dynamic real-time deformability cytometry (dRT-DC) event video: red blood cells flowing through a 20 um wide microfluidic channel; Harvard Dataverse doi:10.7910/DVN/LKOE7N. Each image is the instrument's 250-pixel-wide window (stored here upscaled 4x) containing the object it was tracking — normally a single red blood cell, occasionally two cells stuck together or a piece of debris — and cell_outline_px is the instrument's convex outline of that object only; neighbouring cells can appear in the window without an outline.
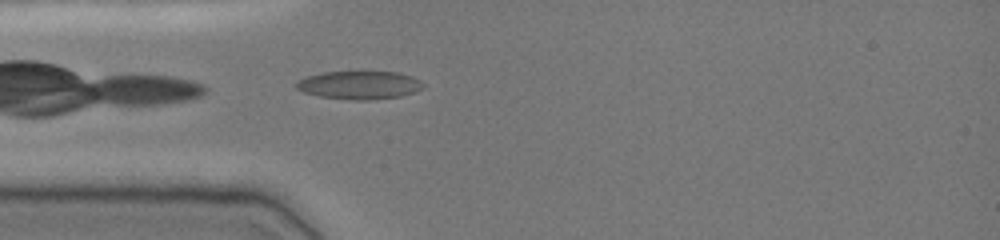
{"species": "common noctule bat (a hibernating species)", "species_latin": "Nyctalus noctula", "temperature_condition": "cold", "stored_images_in_passage": 33, "camera_frame_rate_fps": 3000, "um_per_image_px": 0.085, "animal": {"sex": "female", "body_mass_g": 19.0, "forearm_length_mm": 51.5}, "frame": {"image": 1, "passage_image": 1, "time_ms": 0.0, "image_size_px": [1000, 240], "cell_outline_px": [[424, 88], [400, 96], [376, 100], [352, 100], [320, 96], [304, 92], [296, 88], [296, 80], [308, 76], [324, 72], [396, 72], [412, 76], [420, 80], [424, 84]], "centroid_in_image_um": [30.56, 7.23], "position_along_channel_um": 54.4, "area_um2": 20.81}}
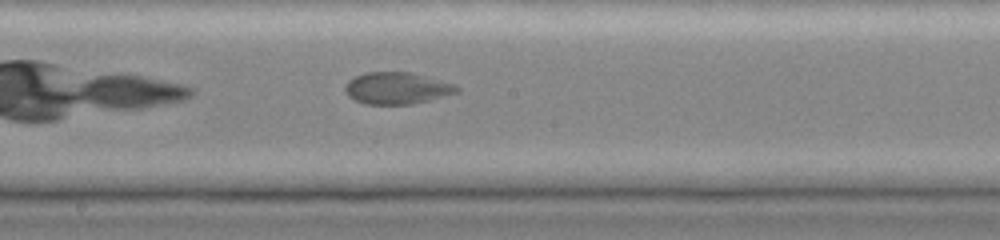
{"frame": {"image": 2, "passage_image": 14, "time_ms": 4.333, "image_size_px": [1000, 240], "cell_outline_px": [[460, 92], [412, 104], [364, 104], [352, 100], [348, 96], [344, 88], [344, 84], [348, 80], [364, 72], [412, 72], [456, 84], [460, 88]], "centroid_in_image_um": [33.72, 7.49], "position_along_channel_um": 214.5, "area_um2": 20.98}}
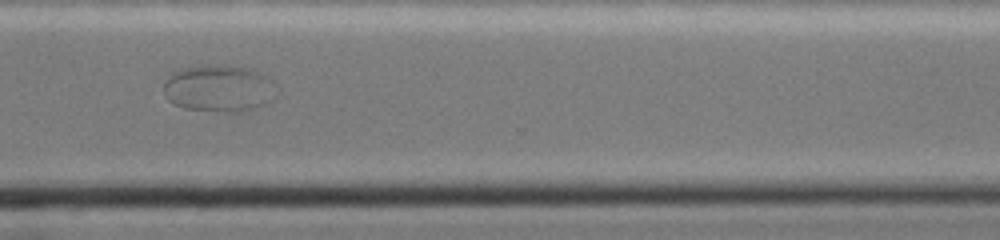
{"frame": {"image": 3, "passage_image": 25, "time_ms": 8.0, "image_size_px": [1000, 240], "cell_outline_px": [[280, 92], [272, 100], [256, 108], [240, 112], [236, 112], [184, 108], [172, 104], [168, 100], [164, 92], [164, 80], [168, 72], [172, 68], [220, 64], [224, 64], [248, 68], [260, 72], [272, 80]], "centroid_in_image_um": [18.59, 7.48], "position_along_channel_um": 352.0, "area_um2": 31.73}}